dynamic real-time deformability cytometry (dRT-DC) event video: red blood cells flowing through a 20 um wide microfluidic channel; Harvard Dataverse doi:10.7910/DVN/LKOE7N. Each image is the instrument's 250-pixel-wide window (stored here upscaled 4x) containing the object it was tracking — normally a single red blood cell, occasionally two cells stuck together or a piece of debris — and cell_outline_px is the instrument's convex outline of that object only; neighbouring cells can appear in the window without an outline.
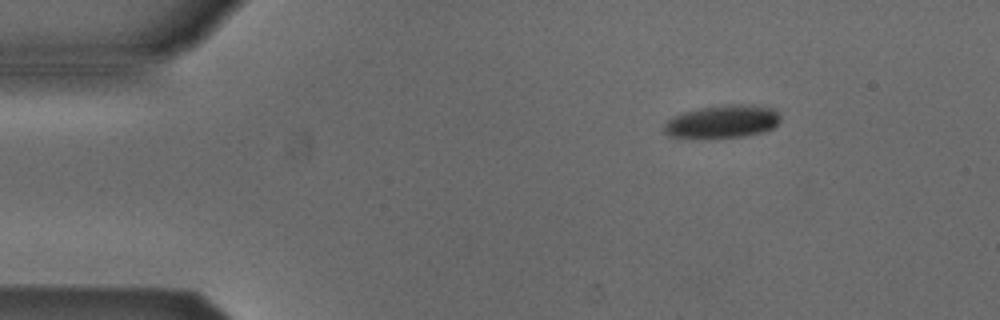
{"species": "Egyptian fruit bat (a non-hibernating species)", "species_latin": "Rousettus aegyptiacus", "temperature_condition": "cold", "stored_images_in_passage": 3, "camera_frame_rate_fps": 3000, "um_per_image_px": 0.085, "animal": {"sex": "male"}, "frame": {"image": 1, "passage_image": 1, "time_ms": 0.0, "image_size_px": [1000, 320], "cell_outline_px": [[780, 120], [772, 128], [764, 132], [744, 136], [668, 136], [664, 132], [664, 124], [672, 116], [684, 112], [700, 108], [732, 104], [752, 104], [772, 108], [780, 116]], "centroid_in_image_um": [61.44, 10.3], "position_along_channel_um": 23.6, "area_um2": 21.73}}